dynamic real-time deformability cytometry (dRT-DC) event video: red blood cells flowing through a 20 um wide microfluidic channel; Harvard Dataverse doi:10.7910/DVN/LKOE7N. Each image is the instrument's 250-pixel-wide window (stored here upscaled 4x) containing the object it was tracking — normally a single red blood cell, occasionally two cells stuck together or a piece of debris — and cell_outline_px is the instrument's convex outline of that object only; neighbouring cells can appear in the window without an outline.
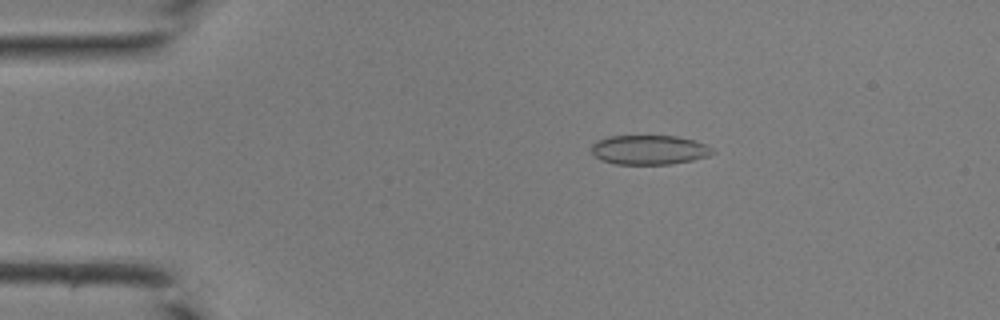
{"species": "common noctule bat (a hibernating species)", "species_latin": "Nyctalus noctula", "temperature_condition": "room temperature", "stored_images_in_passage": 44, "camera_frame_rate_fps": 3000, "um_per_image_px": 0.085, "animal": {"sex": "male", "body_mass_g": 19.0, "forearm_length_mm": 50.8}, "frame": {"image": 1, "passage_image": 9, "time_ms": 2.667, "image_size_px": [1000, 320], "cell_outline_px": [[716, 152], [708, 156], [692, 160], [672, 164], [616, 164], [600, 160], [592, 152], [592, 144], [596, 140], [608, 136], [676, 136], [708, 144]], "centroid_in_image_um": [55.19, 12.73], "position_along_channel_um": 29.8, "area_um2": 20.87}}
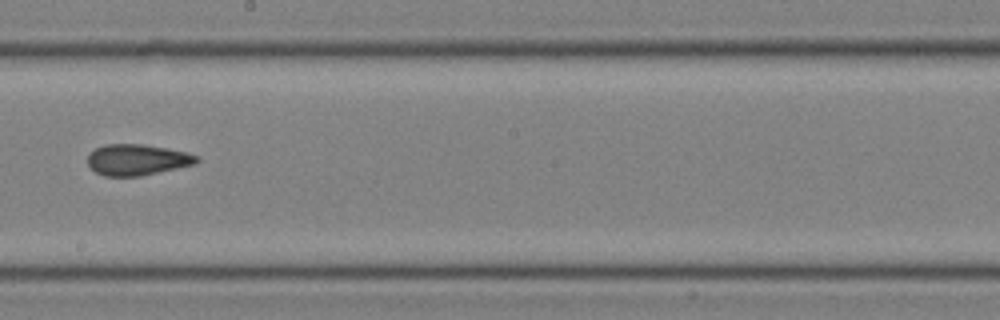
{"frame": {"image": 2, "passage_image": 26, "time_ms": 8.333, "image_size_px": [1000, 320], "cell_outline_px": [[200, 160], [196, 164], [140, 176], [104, 176], [96, 172], [88, 164], [88, 156], [96, 148], [104, 144], [140, 144], [164, 148], [184, 152], [200, 156]], "centroid_in_image_um": [11.67, 13.58], "position_along_channel_um": 236.5, "area_um2": 19.54}}
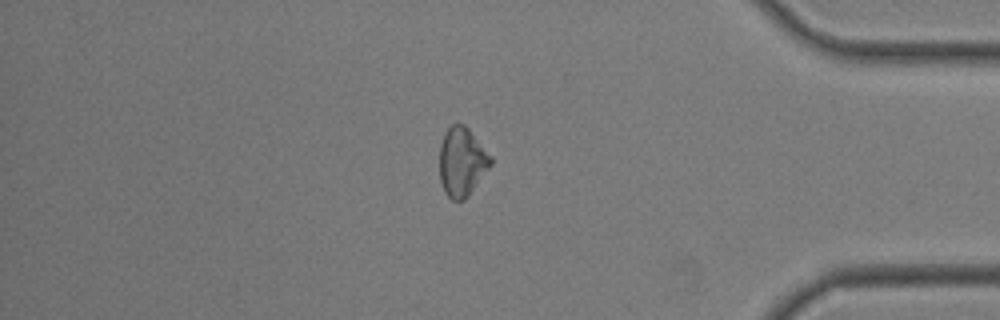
{"frame": {"image": 3, "passage_image": 38, "time_ms": 12.333, "image_size_px": [1000, 320], "cell_outline_px": [[492, 164], [468, 196], [464, 200], [452, 200], [444, 192], [440, 180], [440, 144], [444, 132], [452, 124], [464, 124], [468, 128], [492, 156]], "centroid_in_image_um": [39.26, 13.75], "position_along_channel_um": 395.9, "area_um2": 20.58}}